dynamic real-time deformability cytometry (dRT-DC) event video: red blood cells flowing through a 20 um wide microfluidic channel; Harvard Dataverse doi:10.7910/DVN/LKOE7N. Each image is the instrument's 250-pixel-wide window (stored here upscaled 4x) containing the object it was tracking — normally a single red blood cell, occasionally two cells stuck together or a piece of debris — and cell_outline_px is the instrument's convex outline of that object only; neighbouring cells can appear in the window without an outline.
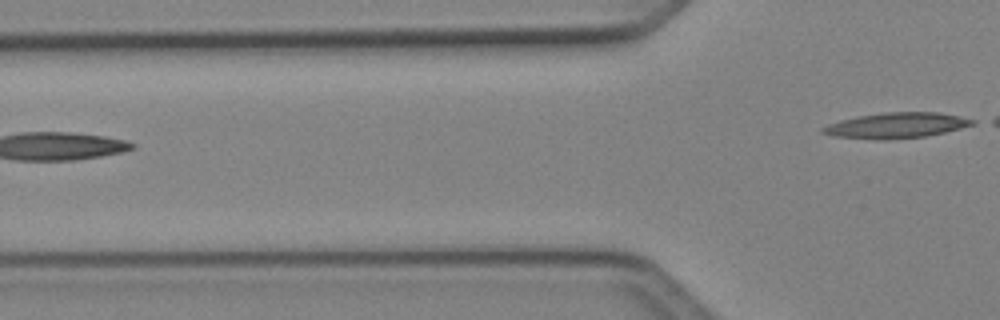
{"species": "Egyptian fruit bat (a non-hibernating species)", "species_latin": "Rousettus aegyptiacus", "temperature_condition": "cold", "stored_images_in_passage": 3, "camera_frame_rate_fps": 3000, "um_per_image_px": 0.085, "animal": {"sex": "female"}, "frame": {"image": 1, "passage_image": 3, "time_ms": 0.667, "image_size_px": [1000, 320], "cell_outline_px": [[976, 124], [944, 132], [924, 136], [884, 140], [876, 140], [832, 136], [820, 132], [820, 128], [828, 124], [840, 120], [856, 116], [884, 112], [940, 112], [960, 116], [976, 120]], "centroid_in_image_um": [76.15, 10.65], "position_along_channel_um": 49.6, "area_um2": 22.43}}